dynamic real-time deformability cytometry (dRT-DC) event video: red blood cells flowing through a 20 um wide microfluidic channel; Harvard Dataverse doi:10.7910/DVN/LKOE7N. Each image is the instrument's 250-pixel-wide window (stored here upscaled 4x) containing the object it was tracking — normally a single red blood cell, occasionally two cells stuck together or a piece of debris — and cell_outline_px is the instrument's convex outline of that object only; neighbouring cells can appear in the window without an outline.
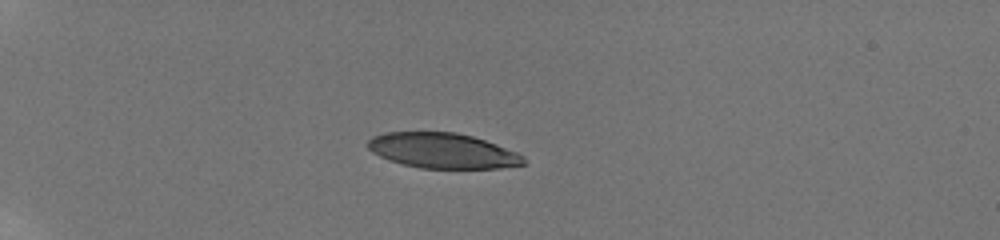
{"species": "human", "species_latin": "Homo sapiens", "temperature_condition": "room temperature", "stored_images_in_passage": 9, "camera_frame_rate_fps": 3000, "um_per_image_px": 0.085, "donor": {"sex": "male"}, "frame": {"image": 1, "passage_image": 1, "time_ms": 0.0, "image_size_px": [1000, 240], "cell_outline_px": [[528, 164], [500, 168], [420, 168], [388, 160], [372, 152], [364, 144], [372, 136], [384, 132], [456, 132], [472, 136], [496, 144], [516, 152], [524, 156]], "centroid_in_image_um": [37.61, 12.8], "position_along_channel_um": 47.4, "area_um2": 32.14}}